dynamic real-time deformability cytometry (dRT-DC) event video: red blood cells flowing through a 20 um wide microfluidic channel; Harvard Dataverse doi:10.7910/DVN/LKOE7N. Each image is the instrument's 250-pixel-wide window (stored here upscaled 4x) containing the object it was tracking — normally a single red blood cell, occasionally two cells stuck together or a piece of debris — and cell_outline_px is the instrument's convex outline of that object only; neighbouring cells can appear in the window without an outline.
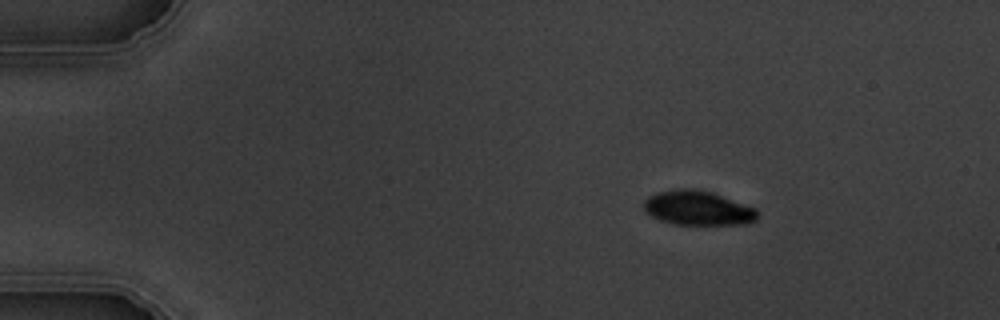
{"species": "common noctule bat (a hibernating species)", "species_latin": "Nyctalus noctula", "temperature_condition": "warm", "stored_images_in_passage": 8, "camera_frame_rate_fps": 3000, "um_per_image_px": 0.085, "animal": {"sex": "male", "body_mass_g": 19.5, "forearm_length_mm": 54.6}, "frame": {"image": 1, "passage_image": 1, "time_ms": 0.0, "image_size_px": [1000, 320], "cell_outline_px": [[756, 220], [748, 224], [672, 224], [660, 220], [644, 212], [644, 200], [648, 196], [660, 192], [680, 188], [692, 188], [712, 192], [756, 208]], "centroid_in_image_um": [59.3, 17.68], "position_along_channel_um": 25.7, "area_um2": 22.72}}
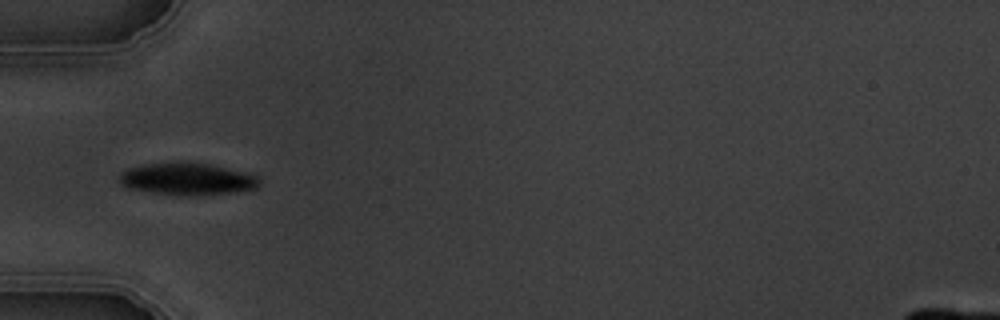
{"frame": {"image": 2, "passage_image": 4, "time_ms": 3.333, "image_size_px": [1000, 320], "cell_outline_px": [[260, 184], [256, 188], [236, 192], [192, 196], [180, 196], [152, 192], [128, 188], [120, 184], [120, 172], [128, 168], [144, 164], [208, 164], [244, 172], [256, 176], [260, 180]], "centroid_in_image_um": [15.91, 15.25], "position_along_channel_um": 69.1, "area_um2": 25.66}}